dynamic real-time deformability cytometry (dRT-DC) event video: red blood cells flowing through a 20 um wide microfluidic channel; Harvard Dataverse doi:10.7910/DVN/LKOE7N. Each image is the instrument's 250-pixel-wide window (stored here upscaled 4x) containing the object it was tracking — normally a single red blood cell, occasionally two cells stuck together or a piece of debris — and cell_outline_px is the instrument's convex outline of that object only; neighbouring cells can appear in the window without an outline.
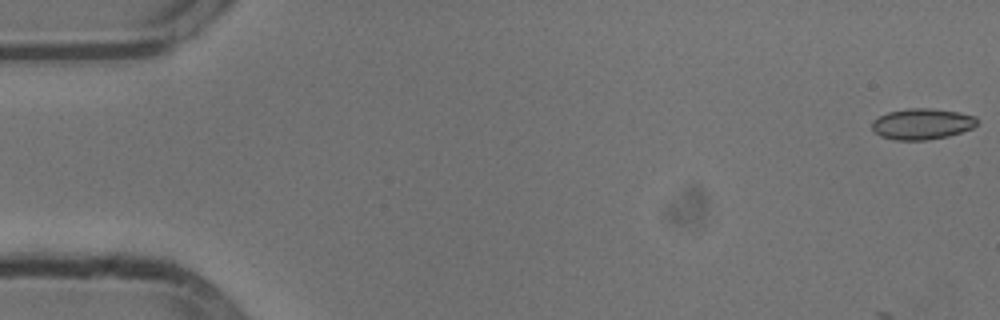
{"species": "common noctule bat (a hibernating species)", "species_latin": "Nyctalus noctula", "temperature_condition": "cold", "stored_images_in_passage": 7, "camera_frame_rate_fps": 3000, "um_per_image_px": 0.085, "animal": {"sex": "male", "body_mass_g": 13.3}, "frame": {"image": 1, "passage_image": 1, "time_ms": 0.0, "image_size_px": [1000, 320], "cell_outline_px": [[980, 120], [972, 128], [948, 136], [928, 140], [896, 140], [880, 136], [872, 128], [872, 120], [888, 112], [908, 108], [932, 108], [956, 112], [976, 116]], "centroid_in_image_um": [78.38, 10.53], "position_along_channel_um": 6.6, "area_um2": 18.96}}